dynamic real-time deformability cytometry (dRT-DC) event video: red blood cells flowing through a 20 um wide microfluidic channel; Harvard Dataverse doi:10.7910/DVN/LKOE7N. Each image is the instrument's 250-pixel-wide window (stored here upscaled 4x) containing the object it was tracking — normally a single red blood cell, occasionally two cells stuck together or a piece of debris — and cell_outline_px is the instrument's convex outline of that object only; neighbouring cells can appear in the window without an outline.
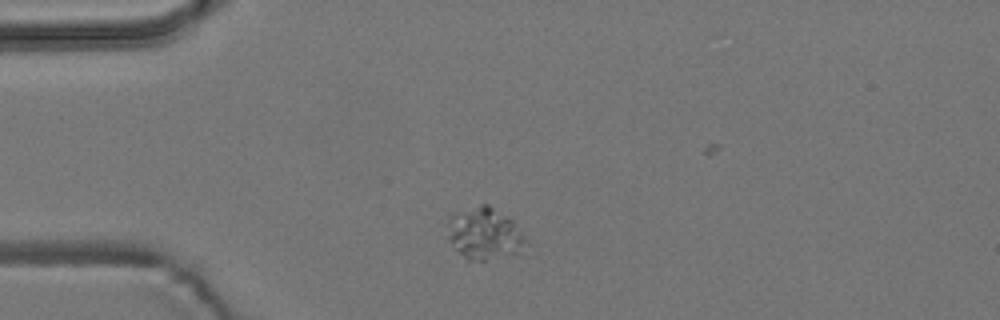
{"species": "common noctule bat (a hibernating species)", "species_latin": "Nyctalus noctula", "temperature_condition": "room temperature", "stored_images_in_passage": 8, "camera_frame_rate_fps": 3000, "um_per_image_px": 0.085, "animal": {"sex": "male", "body_mass_g": 19.2, "forearm_length_mm": 51.8}, "frame": {"image": 1, "passage_image": 1, "time_ms": 0.0, "image_size_px": [1000, 320], "cell_outline_px": [[524, 240], [516, 252], [484, 260], [468, 260], [452, 244], [448, 236], [448, 216], [456, 212], [480, 204], [488, 204], [508, 216], [516, 224]], "centroid_in_image_um": [41.1, 19.8], "position_along_channel_um": 43.9, "area_um2": 22.83}}
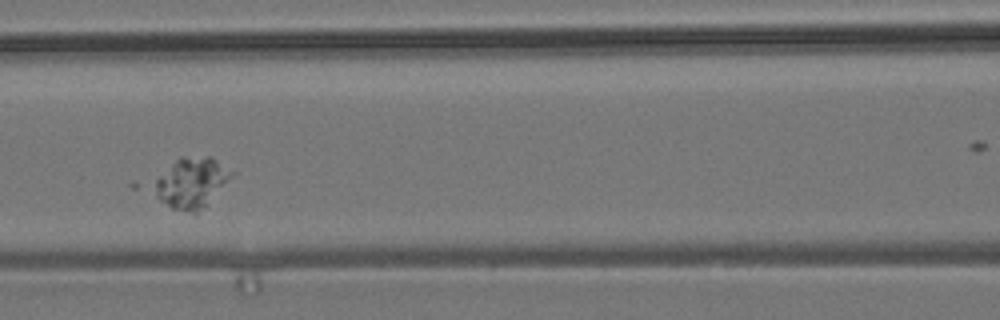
{"frame": {"image": 2, "passage_image": 4, "time_ms": 1.0, "image_size_px": [1000, 320], "cell_outline_px": [[236, 172], [196, 212], [192, 212], [172, 208], [160, 200], [148, 188], [148, 184], [180, 156], [212, 156]], "centroid_in_image_um": [16.18, 15.47], "position_along_channel_um": 150.4, "area_um2": 22.66}}
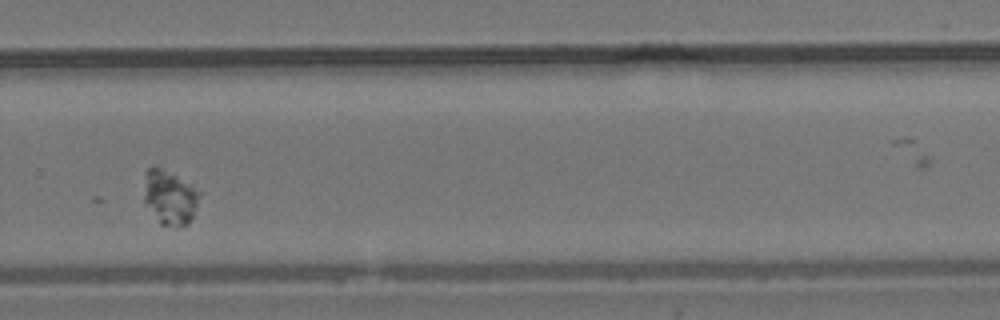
{"frame": {"image": 3, "passage_image": 8, "time_ms": 2.333, "image_size_px": [1000, 320], "cell_outline_px": [[204, 192], [192, 220], [188, 224], [176, 228], [160, 224], [144, 204], [144, 172], [148, 168], [160, 168], [192, 184]], "centroid_in_image_um": [14.48, 16.81], "position_along_channel_um": 315.3, "area_um2": 18.26}}